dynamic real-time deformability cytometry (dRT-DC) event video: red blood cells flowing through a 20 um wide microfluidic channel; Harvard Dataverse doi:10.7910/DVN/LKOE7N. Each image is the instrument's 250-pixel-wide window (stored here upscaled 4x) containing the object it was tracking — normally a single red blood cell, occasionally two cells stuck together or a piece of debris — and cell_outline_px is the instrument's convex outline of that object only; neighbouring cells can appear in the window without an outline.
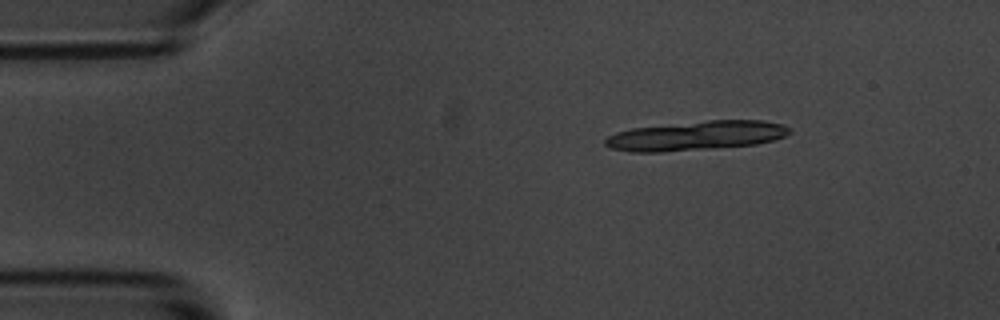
{"species": "common noctule bat (a hibernating species)", "species_latin": "Nyctalus noctula", "temperature_condition": "room temperature", "stored_images_in_passage": 15, "camera_frame_rate_fps": 3000, "um_per_image_px": 0.085, "animal": {"sex": "male", "body_mass_g": 20.1, "forearm_length_mm": 53.5}, "frame": {"image": 1, "passage_image": 1, "time_ms": 0.0, "image_size_px": [1000, 320], "cell_outline_px": [[792, 132], [784, 136], [772, 140], [756, 144], [660, 152], [632, 152], [608, 148], [604, 144], [604, 140], [608, 136], [616, 132], [632, 128], [708, 120], [764, 120], [784, 124], [792, 128]], "centroid_in_image_um": [59.18, 11.52], "position_along_channel_um": 25.8, "area_um2": 31.44}}
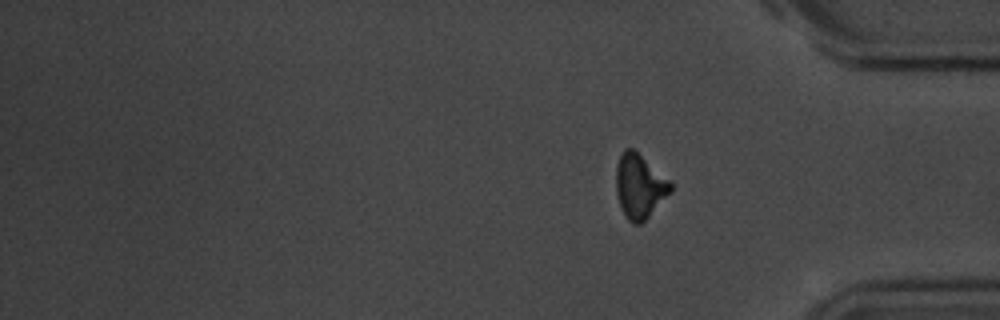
{"frame": {"image": 2, "passage_image": 15, "time_ms": 17.333, "image_size_px": [1000, 320], "cell_outline_px": [[672, 192], [640, 224], [632, 224], [624, 216], [616, 192], [616, 168], [620, 156], [624, 148], [632, 148], [672, 180]], "centroid_in_image_um": [54.38, 15.82], "position_along_channel_um": 380.8, "area_um2": 20.52}, "authors_computed_cell_mechanics": {"area_um2": 16.473, "velocity_mm_per_s": 3.5353, "shape_relaxation_time_tau1_ms": 3.2942, "shape_relaxation_time_tau2_ms": 1.1206, "deformation_change_tau1": 0.1955, "deformation_change_tau2": 0.0727}}